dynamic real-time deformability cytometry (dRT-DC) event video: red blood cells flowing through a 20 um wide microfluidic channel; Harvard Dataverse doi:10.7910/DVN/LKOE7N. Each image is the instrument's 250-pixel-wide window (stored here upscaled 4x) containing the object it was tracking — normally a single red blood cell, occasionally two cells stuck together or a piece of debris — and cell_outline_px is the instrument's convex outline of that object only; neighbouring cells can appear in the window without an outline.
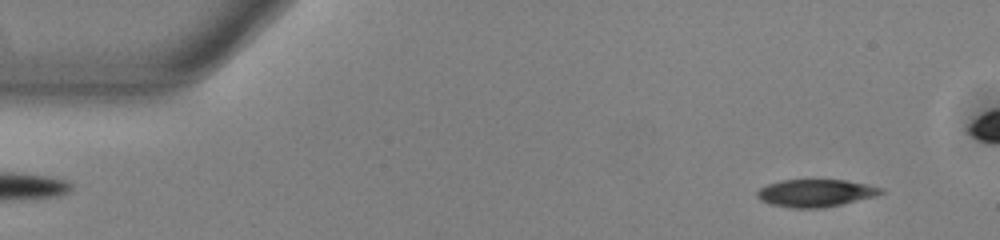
{"species": "common noctule bat (a hibernating species)", "species_latin": "Nyctalus noctula", "temperature_condition": "warm", "stored_images_in_passage": 47, "camera_frame_rate_fps": 3000, "um_per_image_px": 0.085, "animal": {"sex": "male", "body_mass_g": 13.0, "forearm_length_mm": 53.1}, "frame": {"image": 1, "passage_image": 3, "time_ms": 0.667, "image_size_px": [1000, 240], "cell_outline_px": [[884, 192], [876, 196], [840, 204], [820, 208], [792, 208], [772, 204], [760, 200], [756, 196], [756, 192], [760, 188], [768, 184], [780, 180], [844, 180], [868, 184], [884, 188]], "centroid_in_image_um": [69.33, 16.4], "position_along_channel_um": 15.7, "area_um2": 19.77}}
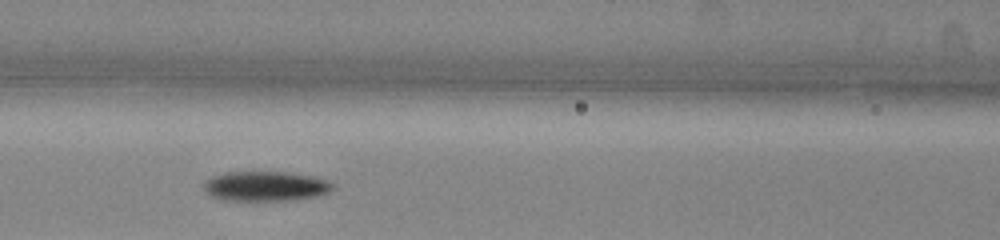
{"frame": {"image": 2, "passage_image": 21, "time_ms": 6.667, "image_size_px": [1000, 240], "cell_outline_px": [[332, 188], [328, 192], [316, 196], [292, 200], [220, 200], [204, 192], [204, 180], [212, 176], [224, 172], [284, 172], [312, 176], [324, 180], [332, 184]], "centroid_in_image_um": [22.48, 15.83], "position_along_channel_um": 144.1, "area_um2": 22.25}}
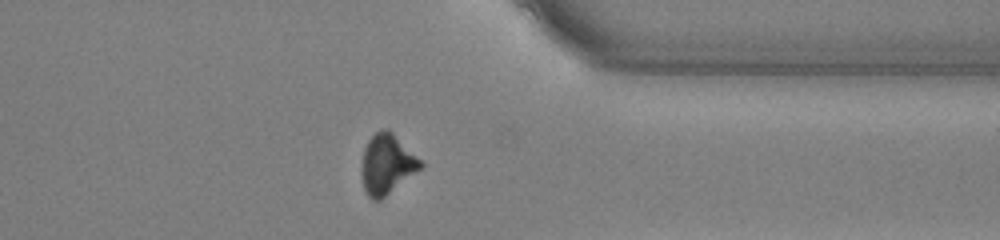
{"frame": {"image": 3, "passage_image": 40, "time_ms": 13.0, "image_size_px": [1000, 240], "cell_outline_px": [[424, 168], [380, 200], [372, 200], [368, 196], [364, 188], [360, 168], [364, 148], [368, 140], [376, 132], [388, 128], [424, 164]], "centroid_in_image_um": [32.89, 13.98], "position_along_channel_um": 378.5, "area_um2": 20.63}}